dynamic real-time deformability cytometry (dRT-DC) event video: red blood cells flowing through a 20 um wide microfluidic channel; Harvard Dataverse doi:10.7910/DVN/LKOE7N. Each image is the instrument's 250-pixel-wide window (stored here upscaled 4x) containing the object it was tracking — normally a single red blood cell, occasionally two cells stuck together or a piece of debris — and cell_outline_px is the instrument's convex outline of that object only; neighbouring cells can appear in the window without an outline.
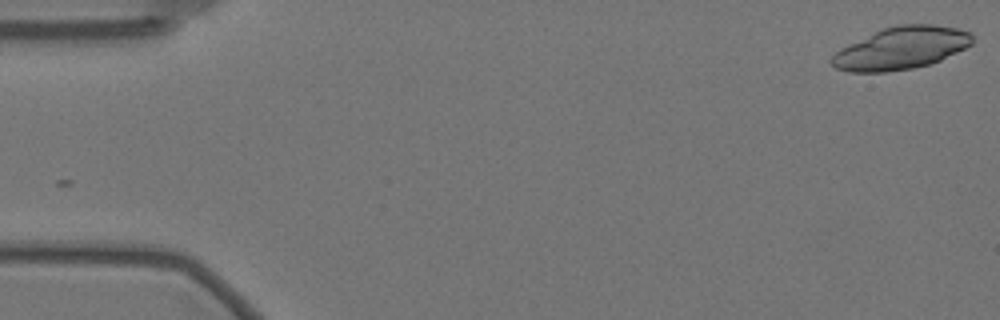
{"species": "Egyptian fruit bat (a non-hibernating species)", "species_latin": "Rousettus aegyptiacus", "temperature_condition": "warm", "stored_images_in_passage": 37, "camera_frame_rate_fps": 3000, "um_per_image_px": 0.085, "animal": {"sex": "female"}, "frame": {"image": 1, "passage_image": 1, "time_ms": 0.0, "image_size_px": [1000, 320], "cell_outline_px": [[972, 44], [940, 60], [928, 64], [912, 68], [884, 72], [848, 72], [836, 68], [828, 60], [840, 48], [884, 28], [896, 24], [932, 24], [956, 28], [972, 32]], "centroid_in_image_um": [76.58, 4.09], "position_along_channel_um": 8.4, "area_um2": 34.45}}